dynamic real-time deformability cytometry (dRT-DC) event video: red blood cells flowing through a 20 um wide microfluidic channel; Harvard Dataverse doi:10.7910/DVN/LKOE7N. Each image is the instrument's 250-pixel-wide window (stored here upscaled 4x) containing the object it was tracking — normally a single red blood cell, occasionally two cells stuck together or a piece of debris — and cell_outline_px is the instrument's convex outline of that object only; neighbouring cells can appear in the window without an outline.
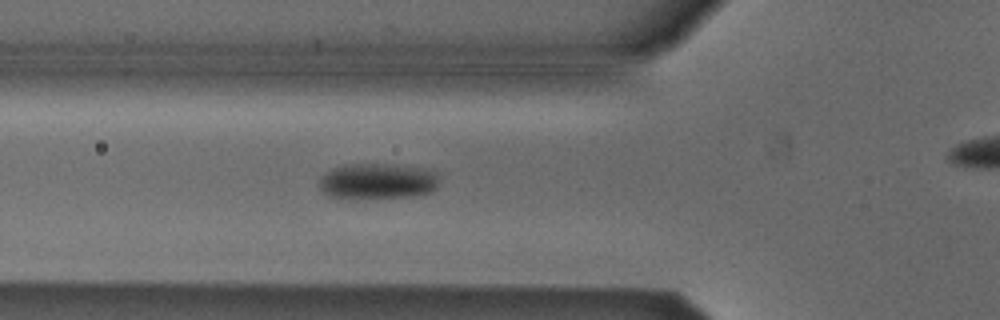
{"species": "Egyptian fruit bat (a non-hibernating species)", "species_latin": "Rousettus aegyptiacus", "temperature_condition": "cold", "stored_images_in_passage": 43, "camera_frame_rate_fps": 3000, "um_per_image_px": 0.085, "animal": {"sex": "male"}, "frame": {"image": 1, "passage_image": 18, "time_ms": 5.667, "image_size_px": [1000, 320], "cell_outline_px": [[436, 188], [432, 192], [412, 196], [348, 200], [328, 196], [320, 188], [320, 180], [328, 172], [344, 164], [388, 164], [420, 168], [436, 172]], "centroid_in_image_um": [32.06, 15.44], "position_along_channel_um": 93.7, "area_um2": 25.03}}
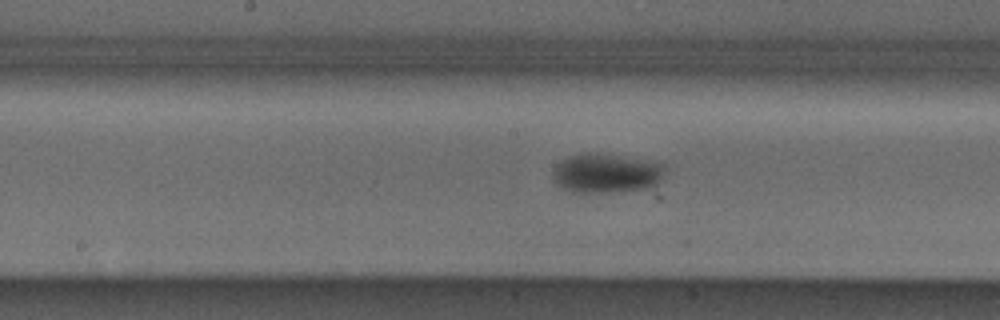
{"frame": {"image": 2, "passage_image": 26, "time_ms": 8.333, "image_size_px": [1000, 320], "cell_outline_px": [[664, 172], [660, 180], [652, 188], [604, 192], [572, 192], [556, 184], [552, 180], [552, 172], [556, 164], [572, 156], [588, 152], [640, 160], [664, 164]], "centroid_in_image_um": [51.49, 14.75], "position_along_channel_um": 196.7, "area_um2": 25.14}}
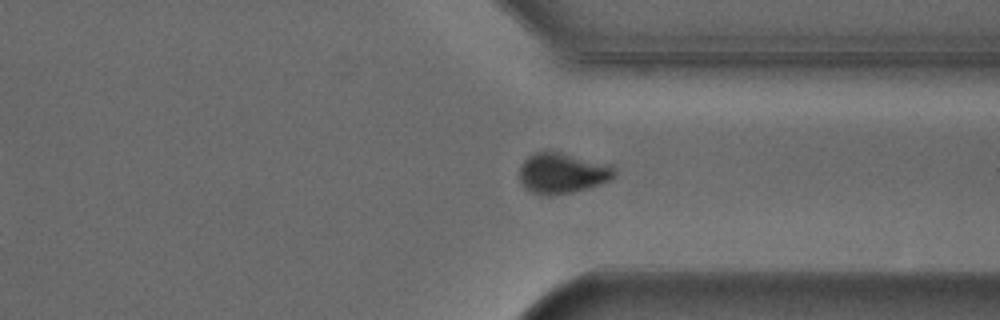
{"frame": {"image": 3, "passage_image": 39, "time_ms": 12.667, "image_size_px": [1000, 320], "cell_outline_px": [[616, 176], [600, 184], [588, 188], [572, 192], [552, 196], [540, 196], [524, 188], [520, 184], [520, 164], [528, 156], [536, 152], [560, 152], [612, 164], [616, 172]], "centroid_in_image_um": [47.79, 14.73], "position_along_channel_um": 363.6, "area_um2": 22.77}}